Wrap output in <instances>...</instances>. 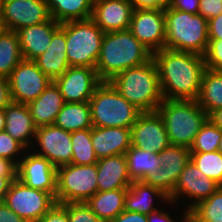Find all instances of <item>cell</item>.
Returning a JSON list of instances; mask_svg holds the SVG:
<instances>
[{
    "label": "cell",
    "mask_w": 222,
    "mask_h": 222,
    "mask_svg": "<svg viewBox=\"0 0 222 222\" xmlns=\"http://www.w3.org/2000/svg\"><path fill=\"white\" fill-rule=\"evenodd\" d=\"M205 67L210 70L222 69V40L209 39L208 48L204 55Z\"/></svg>",
    "instance_id": "74e56055"
},
{
    "label": "cell",
    "mask_w": 222,
    "mask_h": 222,
    "mask_svg": "<svg viewBox=\"0 0 222 222\" xmlns=\"http://www.w3.org/2000/svg\"><path fill=\"white\" fill-rule=\"evenodd\" d=\"M91 141L98 159L125 154L132 146L131 128L93 126Z\"/></svg>",
    "instance_id": "d6986e66"
},
{
    "label": "cell",
    "mask_w": 222,
    "mask_h": 222,
    "mask_svg": "<svg viewBox=\"0 0 222 222\" xmlns=\"http://www.w3.org/2000/svg\"><path fill=\"white\" fill-rule=\"evenodd\" d=\"M65 103L89 102L96 88L103 82L95 68L69 66L54 81Z\"/></svg>",
    "instance_id": "7c38bea8"
},
{
    "label": "cell",
    "mask_w": 222,
    "mask_h": 222,
    "mask_svg": "<svg viewBox=\"0 0 222 222\" xmlns=\"http://www.w3.org/2000/svg\"><path fill=\"white\" fill-rule=\"evenodd\" d=\"M0 174H17V165L10 160L0 157Z\"/></svg>",
    "instance_id": "816d5d0a"
},
{
    "label": "cell",
    "mask_w": 222,
    "mask_h": 222,
    "mask_svg": "<svg viewBox=\"0 0 222 222\" xmlns=\"http://www.w3.org/2000/svg\"><path fill=\"white\" fill-rule=\"evenodd\" d=\"M128 174L132 181H142L160 168L158 154L131 146L125 153Z\"/></svg>",
    "instance_id": "f546056e"
},
{
    "label": "cell",
    "mask_w": 222,
    "mask_h": 222,
    "mask_svg": "<svg viewBox=\"0 0 222 222\" xmlns=\"http://www.w3.org/2000/svg\"><path fill=\"white\" fill-rule=\"evenodd\" d=\"M1 5H2V0H0V13H1Z\"/></svg>",
    "instance_id": "6f0895ef"
},
{
    "label": "cell",
    "mask_w": 222,
    "mask_h": 222,
    "mask_svg": "<svg viewBox=\"0 0 222 222\" xmlns=\"http://www.w3.org/2000/svg\"><path fill=\"white\" fill-rule=\"evenodd\" d=\"M11 102L12 100L8 78L0 77V109H4Z\"/></svg>",
    "instance_id": "c3c4849f"
},
{
    "label": "cell",
    "mask_w": 222,
    "mask_h": 222,
    "mask_svg": "<svg viewBox=\"0 0 222 222\" xmlns=\"http://www.w3.org/2000/svg\"><path fill=\"white\" fill-rule=\"evenodd\" d=\"M109 82L142 112L156 111L163 102L158 71L153 59L118 73Z\"/></svg>",
    "instance_id": "3957f363"
},
{
    "label": "cell",
    "mask_w": 222,
    "mask_h": 222,
    "mask_svg": "<svg viewBox=\"0 0 222 222\" xmlns=\"http://www.w3.org/2000/svg\"><path fill=\"white\" fill-rule=\"evenodd\" d=\"M190 222H222V187L190 210Z\"/></svg>",
    "instance_id": "836d02e7"
},
{
    "label": "cell",
    "mask_w": 222,
    "mask_h": 222,
    "mask_svg": "<svg viewBox=\"0 0 222 222\" xmlns=\"http://www.w3.org/2000/svg\"><path fill=\"white\" fill-rule=\"evenodd\" d=\"M222 13V0H200L199 12L207 21Z\"/></svg>",
    "instance_id": "b9f144b4"
},
{
    "label": "cell",
    "mask_w": 222,
    "mask_h": 222,
    "mask_svg": "<svg viewBox=\"0 0 222 222\" xmlns=\"http://www.w3.org/2000/svg\"><path fill=\"white\" fill-rule=\"evenodd\" d=\"M200 0H170L169 7L174 10L198 14Z\"/></svg>",
    "instance_id": "7bdbcfd3"
},
{
    "label": "cell",
    "mask_w": 222,
    "mask_h": 222,
    "mask_svg": "<svg viewBox=\"0 0 222 222\" xmlns=\"http://www.w3.org/2000/svg\"><path fill=\"white\" fill-rule=\"evenodd\" d=\"M34 139L41 149L34 153L45 157L56 168L71 163L73 154L71 132L51 124L38 127Z\"/></svg>",
    "instance_id": "9a60e30c"
},
{
    "label": "cell",
    "mask_w": 222,
    "mask_h": 222,
    "mask_svg": "<svg viewBox=\"0 0 222 222\" xmlns=\"http://www.w3.org/2000/svg\"><path fill=\"white\" fill-rule=\"evenodd\" d=\"M129 30L152 53L162 50L166 38L164 9H134Z\"/></svg>",
    "instance_id": "4fadbf2b"
},
{
    "label": "cell",
    "mask_w": 222,
    "mask_h": 222,
    "mask_svg": "<svg viewBox=\"0 0 222 222\" xmlns=\"http://www.w3.org/2000/svg\"><path fill=\"white\" fill-rule=\"evenodd\" d=\"M71 143L72 164L92 165L97 163L98 158L91 141V128L71 132Z\"/></svg>",
    "instance_id": "d6a6232c"
},
{
    "label": "cell",
    "mask_w": 222,
    "mask_h": 222,
    "mask_svg": "<svg viewBox=\"0 0 222 222\" xmlns=\"http://www.w3.org/2000/svg\"><path fill=\"white\" fill-rule=\"evenodd\" d=\"M3 202L28 222H37L56 204L51 193L28 187L17 178L10 184Z\"/></svg>",
    "instance_id": "9c48e42d"
},
{
    "label": "cell",
    "mask_w": 222,
    "mask_h": 222,
    "mask_svg": "<svg viewBox=\"0 0 222 222\" xmlns=\"http://www.w3.org/2000/svg\"><path fill=\"white\" fill-rule=\"evenodd\" d=\"M7 31L6 25L4 23V19L2 18V15L0 13V36Z\"/></svg>",
    "instance_id": "11a10c76"
},
{
    "label": "cell",
    "mask_w": 222,
    "mask_h": 222,
    "mask_svg": "<svg viewBox=\"0 0 222 222\" xmlns=\"http://www.w3.org/2000/svg\"><path fill=\"white\" fill-rule=\"evenodd\" d=\"M54 125L69 132L92 128L89 102L65 103L57 114Z\"/></svg>",
    "instance_id": "83f0119b"
},
{
    "label": "cell",
    "mask_w": 222,
    "mask_h": 222,
    "mask_svg": "<svg viewBox=\"0 0 222 222\" xmlns=\"http://www.w3.org/2000/svg\"><path fill=\"white\" fill-rule=\"evenodd\" d=\"M59 25L51 18L49 21L18 30L22 58L34 60L44 53L49 47L54 30Z\"/></svg>",
    "instance_id": "ffe728a7"
},
{
    "label": "cell",
    "mask_w": 222,
    "mask_h": 222,
    "mask_svg": "<svg viewBox=\"0 0 222 222\" xmlns=\"http://www.w3.org/2000/svg\"><path fill=\"white\" fill-rule=\"evenodd\" d=\"M37 222H69L68 203H56Z\"/></svg>",
    "instance_id": "60d3db41"
},
{
    "label": "cell",
    "mask_w": 222,
    "mask_h": 222,
    "mask_svg": "<svg viewBox=\"0 0 222 222\" xmlns=\"http://www.w3.org/2000/svg\"><path fill=\"white\" fill-rule=\"evenodd\" d=\"M33 61L52 81L60 77L69 68L65 29L61 25L54 30L52 40L46 51Z\"/></svg>",
    "instance_id": "44dd1931"
},
{
    "label": "cell",
    "mask_w": 222,
    "mask_h": 222,
    "mask_svg": "<svg viewBox=\"0 0 222 222\" xmlns=\"http://www.w3.org/2000/svg\"><path fill=\"white\" fill-rule=\"evenodd\" d=\"M17 178V174H0V202L4 201L10 184Z\"/></svg>",
    "instance_id": "f907efd6"
},
{
    "label": "cell",
    "mask_w": 222,
    "mask_h": 222,
    "mask_svg": "<svg viewBox=\"0 0 222 222\" xmlns=\"http://www.w3.org/2000/svg\"><path fill=\"white\" fill-rule=\"evenodd\" d=\"M11 100L28 104L35 100L52 82L33 60L22 59L8 77Z\"/></svg>",
    "instance_id": "30bf717a"
},
{
    "label": "cell",
    "mask_w": 222,
    "mask_h": 222,
    "mask_svg": "<svg viewBox=\"0 0 222 222\" xmlns=\"http://www.w3.org/2000/svg\"><path fill=\"white\" fill-rule=\"evenodd\" d=\"M198 177L203 179L208 178L190 160L179 175L177 183L174 187V191L168 197V199L177 204L178 199L181 197H186V200L192 198L194 201H190L191 204H188L186 207V210L190 211L193 207L196 206V184Z\"/></svg>",
    "instance_id": "4dcf8cb0"
},
{
    "label": "cell",
    "mask_w": 222,
    "mask_h": 222,
    "mask_svg": "<svg viewBox=\"0 0 222 222\" xmlns=\"http://www.w3.org/2000/svg\"><path fill=\"white\" fill-rule=\"evenodd\" d=\"M133 11L131 0H94L91 19L104 33L127 30Z\"/></svg>",
    "instance_id": "ac0fdd59"
},
{
    "label": "cell",
    "mask_w": 222,
    "mask_h": 222,
    "mask_svg": "<svg viewBox=\"0 0 222 222\" xmlns=\"http://www.w3.org/2000/svg\"><path fill=\"white\" fill-rule=\"evenodd\" d=\"M152 52L129 29L104 33L96 71L102 81H110L126 69L145 64Z\"/></svg>",
    "instance_id": "7a4b0ae2"
},
{
    "label": "cell",
    "mask_w": 222,
    "mask_h": 222,
    "mask_svg": "<svg viewBox=\"0 0 222 222\" xmlns=\"http://www.w3.org/2000/svg\"><path fill=\"white\" fill-rule=\"evenodd\" d=\"M161 116L171 145L190 147L208 114L197 100H170L163 102L156 110Z\"/></svg>",
    "instance_id": "5b68a950"
},
{
    "label": "cell",
    "mask_w": 222,
    "mask_h": 222,
    "mask_svg": "<svg viewBox=\"0 0 222 222\" xmlns=\"http://www.w3.org/2000/svg\"><path fill=\"white\" fill-rule=\"evenodd\" d=\"M94 127L131 128L142 113L125 99L109 81H103L89 100Z\"/></svg>",
    "instance_id": "8992f818"
},
{
    "label": "cell",
    "mask_w": 222,
    "mask_h": 222,
    "mask_svg": "<svg viewBox=\"0 0 222 222\" xmlns=\"http://www.w3.org/2000/svg\"><path fill=\"white\" fill-rule=\"evenodd\" d=\"M111 222H148L147 215L137 212L123 211L116 216Z\"/></svg>",
    "instance_id": "7dc6e473"
},
{
    "label": "cell",
    "mask_w": 222,
    "mask_h": 222,
    "mask_svg": "<svg viewBox=\"0 0 222 222\" xmlns=\"http://www.w3.org/2000/svg\"><path fill=\"white\" fill-rule=\"evenodd\" d=\"M163 99L197 100L205 67L204 56L163 48L152 53Z\"/></svg>",
    "instance_id": "6da1fadb"
},
{
    "label": "cell",
    "mask_w": 222,
    "mask_h": 222,
    "mask_svg": "<svg viewBox=\"0 0 222 222\" xmlns=\"http://www.w3.org/2000/svg\"><path fill=\"white\" fill-rule=\"evenodd\" d=\"M5 131V113L4 109H0V132Z\"/></svg>",
    "instance_id": "db71d44e"
},
{
    "label": "cell",
    "mask_w": 222,
    "mask_h": 222,
    "mask_svg": "<svg viewBox=\"0 0 222 222\" xmlns=\"http://www.w3.org/2000/svg\"><path fill=\"white\" fill-rule=\"evenodd\" d=\"M154 197L158 200L161 198L170 205L173 204L160 189L147 185L143 181H133L127 188L124 210L148 215L159 209L158 206H154Z\"/></svg>",
    "instance_id": "d4e9b609"
},
{
    "label": "cell",
    "mask_w": 222,
    "mask_h": 222,
    "mask_svg": "<svg viewBox=\"0 0 222 222\" xmlns=\"http://www.w3.org/2000/svg\"><path fill=\"white\" fill-rule=\"evenodd\" d=\"M96 165L98 191L128 188L133 182L128 174L125 154L98 159Z\"/></svg>",
    "instance_id": "7402d4cb"
},
{
    "label": "cell",
    "mask_w": 222,
    "mask_h": 222,
    "mask_svg": "<svg viewBox=\"0 0 222 222\" xmlns=\"http://www.w3.org/2000/svg\"><path fill=\"white\" fill-rule=\"evenodd\" d=\"M190 160L209 179L222 185V154L213 152H190Z\"/></svg>",
    "instance_id": "e575fe53"
},
{
    "label": "cell",
    "mask_w": 222,
    "mask_h": 222,
    "mask_svg": "<svg viewBox=\"0 0 222 222\" xmlns=\"http://www.w3.org/2000/svg\"><path fill=\"white\" fill-rule=\"evenodd\" d=\"M22 151L26 149L15 139H13L6 131L0 132V157L19 164L22 158ZM20 155V157H18ZM19 158V159H18Z\"/></svg>",
    "instance_id": "8d00e7d4"
},
{
    "label": "cell",
    "mask_w": 222,
    "mask_h": 222,
    "mask_svg": "<svg viewBox=\"0 0 222 222\" xmlns=\"http://www.w3.org/2000/svg\"><path fill=\"white\" fill-rule=\"evenodd\" d=\"M65 29L69 66L96 68L104 32L91 19L60 24Z\"/></svg>",
    "instance_id": "52a82bcc"
},
{
    "label": "cell",
    "mask_w": 222,
    "mask_h": 222,
    "mask_svg": "<svg viewBox=\"0 0 222 222\" xmlns=\"http://www.w3.org/2000/svg\"><path fill=\"white\" fill-rule=\"evenodd\" d=\"M22 59L17 32L5 31L0 36V77L8 78Z\"/></svg>",
    "instance_id": "1f68e13d"
},
{
    "label": "cell",
    "mask_w": 222,
    "mask_h": 222,
    "mask_svg": "<svg viewBox=\"0 0 222 222\" xmlns=\"http://www.w3.org/2000/svg\"><path fill=\"white\" fill-rule=\"evenodd\" d=\"M65 104L59 88L52 81L48 87L32 102L28 103L29 112L35 126L54 124L57 114Z\"/></svg>",
    "instance_id": "cb8c5ba5"
},
{
    "label": "cell",
    "mask_w": 222,
    "mask_h": 222,
    "mask_svg": "<svg viewBox=\"0 0 222 222\" xmlns=\"http://www.w3.org/2000/svg\"><path fill=\"white\" fill-rule=\"evenodd\" d=\"M127 188L97 191L85 204L102 222H111L124 211Z\"/></svg>",
    "instance_id": "484cf974"
},
{
    "label": "cell",
    "mask_w": 222,
    "mask_h": 222,
    "mask_svg": "<svg viewBox=\"0 0 222 222\" xmlns=\"http://www.w3.org/2000/svg\"><path fill=\"white\" fill-rule=\"evenodd\" d=\"M165 48L204 56L208 48V21L200 14L164 9Z\"/></svg>",
    "instance_id": "277c9868"
},
{
    "label": "cell",
    "mask_w": 222,
    "mask_h": 222,
    "mask_svg": "<svg viewBox=\"0 0 222 222\" xmlns=\"http://www.w3.org/2000/svg\"><path fill=\"white\" fill-rule=\"evenodd\" d=\"M31 152V153H30ZM24 152L17 165V179L26 186L56 195L57 168L45 157Z\"/></svg>",
    "instance_id": "e0dca14e"
},
{
    "label": "cell",
    "mask_w": 222,
    "mask_h": 222,
    "mask_svg": "<svg viewBox=\"0 0 222 222\" xmlns=\"http://www.w3.org/2000/svg\"><path fill=\"white\" fill-rule=\"evenodd\" d=\"M221 137L222 130L207 119L195 136L193 144L190 146V152L218 151Z\"/></svg>",
    "instance_id": "d590c367"
},
{
    "label": "cell",
    "mask_w": 222,
    "mask_h": 222,
    "mask_svg": "<svg viewBox=\"0 0 222 222\" xmlns=\"http://www.w3.org/2000/svg\"><path fill=\"white\" fill-rule=\"evenodd\" d=\"M208 38L222 40V13L208 20Z\"/></svg>",
    "instance_id": "bcb514c9"
},
{
    "label": "cell",
    "mask_w": 222,
    "mask_h": 222,
    "mask_svg": "<svg viewBox=\"0 0 222 222\" xmlns=\"http://www.w3.org/2000/svg\"><path fill=\"white\" fill-rule=\"evenodd\" d=\"M69 222H102L85 203H68Z\"/></svg>",
    "instance_id": "f35d334b"
},
{
    "label": "cell",
    "mask_w": 222,
    "mask_h": 222,
    "mask_svg": "<svg viewBox=\"0 0 222 222\" xmlns=\"http://www.w3.org/2000/svg\"><path fill=\"white\" fill-rule=\"evenodd\" d=\"M51 18L59 24L91 18L94 0H46Z\"/></svg>",
    "instance_id": "4316f807"
},
{
    "label": "cell",
    "mask_w": 222,
    "mask_h": 222,
    "mask_svg": "<svg viewBox=\"0 0 222 222\" xmlns=\"http://www.w3.org/2000/svg\"><path fill=\"white\" fill-rule=\"evenodd\" d=\"M132 146L159 154L170 145L164 122L157 111L142 112L131 127Z\"/></svg>",
    "instance_id": "2e32d148"
},
{
    "label": "cell",
    "mask_w": 222,
    "mask_h": 222,
    "mask_svg": "<svg viewBox=\"0 0 222 222\" xmlns=\"http://www.w3.org/2000/svg\"><path fill=\"white\" fill-rule=\"evenodd\" d=\"M190 147L169 145L158 155L160 168L147 175L142 181L160 189L168 197L173 193L179 175L190 161Z\"/></svg>",
    "instance_id": "8fae6325"
},
{
    "label": "cell",
    "mask_w": 222,
    "mask_h": 222,
    "mask_svg": "<svg viewBox=\"0 0 222 222\" xmlns=\"http://www.w3.org/2000/svg\"><path fill=\"white\" fill-rule=\"evenodd\" d=\"M1 15L7 30H18L51 19L46 0H2Z\"/></svg>",
    "instance_id": "5bb4252c"
},
{
    "label": "cell",
    "mask_w": 222,
    "mask_h": 222,
    "mask_svg": "<svg viewBox=\"0 0 222 222\" xmlns=\"http://www.w3.org/2000/svg\"><path fill=\"white\" fill-rule=\"evenodd\" d=\"M98 191L97 165L67 164L57 168L56 203H85Z\"/></svg>",
    "instance_id": "ba28073f"
},
{
    "label": "cell",
    "mask_w": 222,
    "mask_h": 222,
    "mask_svg": "<svg viewBox=\"0 0 222 222\" xmlns=\"http://www.w3.org/2000/svg\"><path fill=\"white\" fill-rule=\"evenodd\" d=\"M220 188L216 182L209 178H197L196 184V205L209 198L213 193H215Z\"/></svg>",
    "instance_id": "ab89813d"
},
{
    "label": "cell",
    "mask_w": 222,
    "mask_h": 222,
    "mask_svg": "<svg viewBox=\"0 0 222 222\" xmlns=\"http://www.w3.org/2000/svg\"><path fill=\"white\" fill-rule=\"evenodd\" d=\"M208 119L222 130V108L212 111L208 115Z\"/></svg>",
    "instance_id": "f5cc1de1"
},
{
    "label": "cell",
    "mask_w": 222,
    "mask_h": 222,
    "mask_svg": "<svg viewBox=\"0 0 222 222\" xmlns=\"http://www.w3.org/2000/svg\"><path fill=\"white\" fill-rule=\"evenodd\" d=\"M218 151L222 154V137L219 142Z\"/></svg>",
    "instance_id": "9f6ffc18"
},
{
    "label": "cell",
    "mask_w": 222,
    "mask_h": 222,
    "mask_svg": "<svg viewBox=\"0 0 222 222\" xmlns=\"http://www.w3.org/2000/svg\"><path fill=\"white\" fill-rule=\"evenodd\" d=\"M0 222H28L16 215L4 202H0Z\"/></svg>",
    "instance_id": "681fc988"
},
{
    "label": "cell",
    "mask_w": 222,
    "mask_h": 222,
    "mask_svg": "<svg viewBox=\"0 0 222 222\" xmlns=\"http://www.w3.org/2000/svg\"><path fill=\"white\" fill-rule=\"evenodd\" d=\"M197 102L208 115L222 108V72L220 70L207 68L204 70Z\"/></svg>",
    "instance_id": "f1b7e54d"
},
{
    "label": "cell",
    "mask_w": 222,
    "mask_h": 222,
    "mask_svg": "<svg viewBox=\"0 0 222 222\" xmlns=\"http://www.w3.org/2000/svg\"><path fill=\"white\" fill-rule=\"evenodd\" d=\"M183 219L182 222H189L190 221V211L184 210ZM147 221L148 222H176L174 219L172 220V217L170 216V213L163 212L161 209H157L150 214L147 215Z\"/></svg>",
    "instance_id": "ee69618b"
},
{
    "label": "cell",
    "mask_w": 222,
    "mask_h": 222,
    "mask_svg": "<svg viewBox=\"0 0 222 222\" xmlns=\"http://www.w3.org/2000/svg\"><path fill=\"white\" fill-rule=\"evenodd\" d=\"M5 131L25 149L32 144L36 129L33 118L26 104L11 102L4 108Z\"/></svg>",
    "instance_id": "603a6c76"
},
{
    "label": "cell",
    "mask_w": 222,
    "mask_h": 222,
    "mask_svg": "<svg viewBox=\"0 0 222 222\" xmlns=\"http://www.w3.org/2000/svg\"><path fill=\"white\" fill-rule=\"evenodd\" d=\"M134 9H165L170 0H131Z\"/></svg>",
    "instance_id": "f6af8a7d"
}]
</instances>
